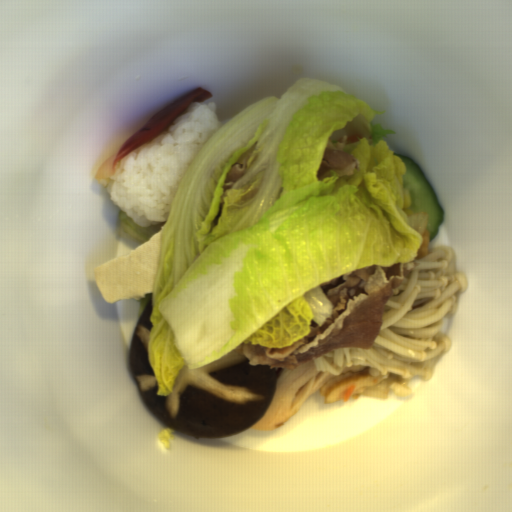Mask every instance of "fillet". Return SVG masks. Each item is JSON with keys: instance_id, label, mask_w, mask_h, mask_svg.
<instances>
[{"instance_id": "1", "label": "fillet", "mask_w": 512, "mask_h": 512, "mask_svg": "<svg viewBox=\"0 0 512 512\" xmlns=\"http://www.w3.org/2000/svg\"><path fill=\"white\" fill-rule=\"evenodd\" d=\"M213 98V94L202 87H197L172 100L157 111L150 120L125 141L118 151L110 155L99 167L94 178L96 182L107 184L116 169L117 163L135 153L157 137L166 132L172 122L192 103H204Z\"/></svg>"}]
</instances>
